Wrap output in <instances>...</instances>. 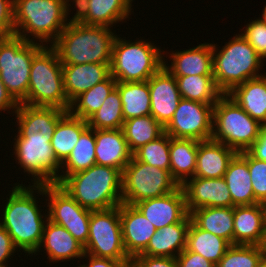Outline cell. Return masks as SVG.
<instances>
[{
	"instance_id": "16",
	"label": "cell",
	"mask_w": 266,
	"mask_h": 267,
	"mask_svg": "<svg viewBox=\"0 0 266 267\" xmlns=\"http://www.w3.org/2000/svg\"><path fill=\"white\" fill-rule=\"evenodd\" d=\"M134 206L154 225L156 230L182 222L189 215L181 186L163 196L137 202Z\"/></svg>"
},
{
	"instance_id": "49",
	"label": "cell",
	"mask_w": 266,
	"mask_h": 267,
	"mask_svg": "<svg viewBox=\"0 0 266 267\" xmlns=\"http://www.w3.org/2000/svg\"><path fill=\"white\" fill-rule=\"evenodd\" d=\"M17 250L7 230L0 225V265L6 264Z\"/></svg>"
},
{
	"instance_id": "57",
	"label": "cell",
	"mask_w": 266,
	"mask_h": 267,
	"mask_svg": "<svg viewBox=\"0 0 266 267\" xmlns=\"http://www.w3.org/2000/svg\"><path fill=\"white\" fill-rule=\"evenodd\" d=\"M261 267H266V261L262 264Z\"/></svg>"
},
{
	"instance_id": "15",
	"label": "cell",
	"mask_w": 266,
	"mask_h": 267,
	"mask_svg": "<svg viewBox=\"0 0 266 267\" xmlns=\"http://www.w3.org/2000/svg\"><path fill=\"white\" fill-rule=\"evenodd\" d=\"M151 116L165 127L172 119L181 100L178 84L164 66L148 79Z\"/></svg>"
},
{
	"instance_id": "30",
	"label": "cell",
	"mask_w": 266,
	"mask_h": 267,
	"mask_svg": "<svg viewBox=\"0 0 266 267\" xmlns=\"http://www.w3.org/2000/svg\"><path fill=\"white\" fill-rule=\"evenodd\" d=\"M200 229L215 234L233 245L234 207H204L189 213Z\"/></svg>"
},
{
	"instance_id": "6",
	"label": "cell",
	"mask_w": 266,
	"mask_h": 267,
	"mask_svg": "<svg viewBox=\"0 0 266 267\" xmlns=\"http://www.w3.org/2000/svg\"><path fill=\"white\" fill-rule=\"evenodd\" d=\"M25 104L69 111L64 91L62 64L56 50L44 45L33 57Z\"/></svg>"
},
{
	"instance_id": "55",
	"label": "cell",
	"mask_w": 266,
	"mask_h": 267,
	"mask_svg": "<svg viewBox=\"0 0 266 267\" xmlns=\"http://www.w3.org/2000/svg\"><path fill=\"white\" fill-rule=\"evenodd\" d=\"M128 267H137L133 262Z\"/></svg>"
},
{
	"instance_id": "2",
	"label": "cell",
	"mask_w": 266,
	"mask_h": 267,
	"mask_svg": "<svg viewBox=\"0 0 266 267\" xmlns=\"http://www.w3.org/2000/svg\"><path fill=\"white\" fill-rule=\"evenodd\" d=\"M57 184L83 208L106 210L122 203V172L95 164L69 176H60Z\"/></svg>"
},
{
	"instance_id": "53",
	"label": "cell",
	"mask_w": 266,
	"mask_h": 267,
	"mask_svg": "<svg viewBox=\"0 0 266 267\" xmlns=\"http://www.w3.org/2000/svg\"><path fill=\"white\" fill-rule=\"evenodd\" d=\"M260 250L264 255V259L266 261V222H265V226H264V231H263V237L262 240L259 244Z\"/></svg>"
},
{
	"instance_id": "56",
	"label": "cell",
	"mask_w": 266,
	"mask_h": 267,
	"mask_svg": "<svg viewBox=\"0 0 266 267\" xmlns=\"http://www.w3.org/2000/svg\"><path fill=\"white\" fill-rule=\"evenodd\" d=\"M0 267H8V263H7V265L6 264H2V265H0Z\"/></svg>"
},
{
	"instance_id": "29",
	"label": "cell",
	"mask_w": 266,
	"mask_h": 267,
	"mask_svg": "<svg viewBox=\"0 0 266 267\" xmlns=\"http://www.w3.org/2000/svg\"><path fill=\"white\" fill-rule=\"evenodd\" d=\"M199 142L170 136V174L179 186L188 178L194 177Z\"/></svg>"
},
{
	"instance_id": "3",
	"label": "cell",
	"mask_w": 266,
	"mask_h": 267,
	"mask_svg": "<svg viewBox=\"0 0 266 267\" xmlns=\"http://www.w3.org/2000/svg\"><path fill=\"white\" fill-rule=\"evenodd\" d=\"M116 36L107 26L70 23L51 46L61 64L111 63Z\"/></svg>"
},
{
	"instance_id": "36",
	"label": "cell",
	"mask_w": 266,
	"mask_h": 267,
	"mask_svg": "<svg viewBox=\"0 0 266 267\" xmlns=\"http://www.w3.org/2000/svg\"><path fill=\"white\" fill-rule=\"evenodd\" d=\"M122 130L132 153L164 133V127L151 115L125 120Z\"/></svg>"
},
{
	"instance_id": "39",
	"label": "cell",
	"mask_w": 266,
	"mask_h": 267,
	"mask_svg": "<svg viewBox=\"0 0 266 267\" xmlns=\"http://www.w3.org/2000/svg\"><path fill=\"white\" fill-rule=\"evenodd\" d=\"M122 102L119 91L115 87L104 101L103 105L87 119V124L93 129H120L124 123Z\"/></svg>"
},
{
	"instance_id": "24",
	"label": "cell",
	"mask_w": 266,
	"mask_h": 267,
	"mask_svg": "<svg viewBox=\"0 0 266 267\" xmlns=\"http://www.w3.org/2000/svg\"><path fill=\"white\" fill-rule=\"evenodd\" d=\"M191 217L156 230L147 248L139 255L176 258L187 246V234Z\"/></svg>"
},
{
	"instance_id": "44",
	"label": "cell",
	"mask_w": 266,
	"mask_h": 267,
	"mask_svg": "<svg viewBox=\"0 0 266 267\" xmlns=\"http://www.w3.org/2000/svg\"><path fill=\"white\" fill-rule=\"evenodd\" d=\"M91 216H81V220L73 221H52L55 224L63 226L72 236L83 246L87 244L89 236V222Z\"/></svg>"
},
{
	"instance_id": "32",
	"label": "cell",
	"mask_w": 266,
	"mask_h": 267,
	"mask_svg": "<svg viewBox=\"0 0 266 267\" xmlns=\"http://www.w3.org/2000/svg\"><path fill=\"white\" fill-rule=\"evenodd\" d=\"M116 87L122 102L124 121L151 115V99L148 80L142 82H119Z\"/></svg>"
},
{
	"instance_id": "9",
	"label": "cell",
	"mask_w": 266,
	"mask_h": 267,
	"mask_svg": "<svg viewBox=\"0 0 266 267\" xmlns=\"http://www.w3.org/2000/svg\"><path fill=\"white\" fill-rule=\"evenodd\" d=\"M43 46L15 35L0 40V78L19 104L27 100L31 63Z\"/></svg>"
},
{
	"instance_id": "28",
	"label": "cell",
	"mask_w": 266,
	"mask_h": 267,
	"mask_svg": "<svg viewBox=\"0 0 266 267\" xmlns=\"http://www.w3.org/2000/svg\"><path fill=\"white\" fill-rule=\"evenodd\" d=\"M38 193L48 198L50 221H73L81 220V216H91V210L83 208L58 184L38 185Z\"/></svg>"
},
{
	"instance_id": "27",
	"label": "cell",
	"mask_w": 266,
	"mask_h": 267,
	"mask_svg": "<svg viewBox=\"0 0 266 267\" xmlns=\"http://www.w3.org/2000/svg\"><path fill=\"white\" fill-rule=\"evenodd\" d=\"M227 95L254 120L266 124L265 74L235 86Z\"/></svg>"
},
{
	"instance_id": "33",
	"label": "cell",
	"mask_w": 266,
	"mask_h": 267,
	"mask_svg": "<svg viewBox=\"0 0 266 267\" xmlns=\"http://www.w3.org/2000/svg\"><path fill=\"white\" fill-rule=\"evenodd\" d=\"M134 0H89L87 17L81 22L84 25L112 27L123 22L131 15Z\"/></svg>"
},
{
	"instance_id": "13",
	"label": "cell",
	"mask_w": 266,
	"mask_h": 267,
	"mask_svg": "<svg viewBox=\"0 0 266 267\" xmlns=\"http://www.w3.org/2000/svg\"><path fill=\"white\" fill-rule=\"evenodd\" d=\"M164 132L173 138L210 140L213 135V105L181 98Z\"/></svg>"
},
{
	"instance_id": "48",
	"label": "cell",
	"mask_w": 266,
	"mask_h": 267,
	"mask_svg": "<svg viewBox=\"0 0 266 267\" xmlns=\"http://www.w3.org/2000/svg\"><path fill=\"white\" fill-rule=\"evenodd\" d=\"M83 258H89V262L78 267H128L132 260H113L109 258H99L85 253Z\"/></svg>"
},
{
	"instance_id": "34",
	"label": "cell",
	"mask_w": 266,
	"mask_h": 267,
	"mask_svg": "<svg viewBox=\"0 0 266 267\" xmlns=\"http://www.w3.org/2000/svg\"><path fill=\"white\" fill-rule=\"evenodd\" d=\"M230 246L227 240L200 229L192 221L190 222L186 246L189 251L200 254L217 265Z\"/></svg>"
},
{
	"instance_id": "23",
	"label": "cell",
	"mask_w": 266,
	"mask_h": 267,
	"mask_svg": "<svg viewBox=\"0 0 266 267\" xmlns=\"http://www.w3.org/2000/svg\"><path fill=\"white\" fill-rule=\"evenodd\" d=\"M171 53L170 66L166 64L165 56L163 66L173 76L213 75L212 43L205 42L187 50Z\"/></svg>"
},
{
	"instance_id": "51",
	"label": "cell",
	"mask_w": 266,
	"mask_h": 267,
	"mask_svg": "<svg viewBox=\"0 0 266 267\" xmlns=\"http://www.w3.org/2000/svg\"><path fill=\"white\" fill-rule=\"evenodd\" d=\"M66 1V20H68V14H69V0ZM71 2H74L76 9V14L72 17V19L68 21V24L70 23H81L88 15L89 10V0H73Z\"/></svg>"
},
{
	"instance_id": "11",
	"label": "cell",
	"mask_w": 266,
	"mask_h": 267,
	"mask_svg": "<svg viewBox=\"0 0 266 267\" xmlns=\"http://www.w3.org/2000/svg\"><path fill=\"white\" fill-rule=\"evenodd\" d=\"M178 187L170 170L145 164L133 156L122 172V203L134 205L173 192Z\"/></svg>"
},
{
	"instance_id": "47",
	"label": "cell",
	"mask_w": 266,
	"mask_h": 267,
	"mask_svg": "<svg viewBox=\"0 0 266 267\" xmlns=\"http://www.w3.org/2000/svg\"><path fill=\"white\" fill-rule=\"evenodd\" d=\"M137 267H177L176 258L137 255L132 259Z\"/></svg>"
},
{
	"instance_id": "5",
	"label": "cell",
	"mask_w": 266,
	"mask_h": 267,
	"mask_svg": "<svg viewBox=\"0 0 266 267\" xmlns=\"http://www.w3.org/2000/svg\"><path fill=\"white\" fill-rule=\"evenodd\" d=\"M263 61L241 34H236L222 49L212 44L213 77L223 94H228L235 86L249 79L261 76L258 72Z\"/></svg>"
},
{
	"instance_id": "54",
	"label": "cell",
	"mask_w": 266,
	"mask_h": 267,
	"mask_svg": "<svg viewBox=\"0 0 266 267\" xmlns=\"http://www.w3.org/2000/svg\"><path fill=\"white\" fill-rule=\"evenodd\" d=\"M262 12H263V13H262V17H261V19H262L263 21L266 22V5H265V7H264V9H263Z\"/></svg>"
},
{
	"instance_id": "12",
	"label": "cell",
	"mask_w": 266,
	"mask_h": 267,
	"mask_svg": "<svg viewBox=\"0 0 266 267\" xmlns=\"http://www.w3.org/2000/svg\"><path fill=\"white\" fill-rule=\"evenodd\" d=\"M85 253L99 258L132 260L126 253L120 221V205L91 211L89 236Z\"/></svg>"
},
{
	"instance_id": "19",
	"label": "cell",
	"mask_w": 266,
	"mask_h": 267,
	"mask_svg": "<svg viewBox=\"0 0 266 267\" xmlns=\"http://www.w3.org/2000/svg\"><path fill=\"white\" fill-rule=\"evenodd\" d=\"M96 164L109 166L123 172L133 153L128 147L122 128L94 129Z\"/></svg>"
},
{
	"instance_id": "38",
	"label": "cell",
	"mask_w": 266,
	"mask_h": 267,
	"mask_svg": "<svg viewBox=\"0 0 266 267\" xmlns=\"http://www.w3.org/2000/svg\"><path fill=\"white\" fill-rule=\"evenodd\" d=\"M94 129L89 126L81 133L69 157L62 163L60 176H69L96 164ZM65 166V167H64Z\"/></svg>"
},
{
	"instance_id": "31",
	"label": "cell",
	"mask_w": 266,
	"mask_h": 267,
	"mask_svg": "<svg viewBox=\"0 0 266 267\" xmlns=\"http://www.w3.org/2000/svg\"><path fill=\"white\" fill-rule=\"evenodd\" d=\"M87 127V120L73 116L69 111L58 121L52 135L51 146L61 164L69 157L81 133Z\"/></svg>"
},
{
	"instance_id": "25",
	"label": "cell",
	"mask_w": 266,
	"mask_h": 267,
	"mask_svg": "<svg viewBox=\"0 0 266 267\" xmlns=\"http://www.w3.org/2000/svg\"><path fill=\"white\" fill-rule=\"evenodd\" d=\"M234 206L259 203L254 196L248 170V152L236 153L224 174Z\"/></svg>"
},
{
	"instance_id": "20",
	"label": "cell",
	"mask_w": 266,
	"mask_h": 267,
	"mask_svg": "<svg viewBox=\"0 0 266 267\" xmlns=\"http://www.w3.org/2000/svg\"><path fill=\"white\" fill-rule=\"evenodd\" d=\"M43 246L49 262L53 263L67 262L73 258L82 259L85 254L84 246L69 231L49 219L45 223L42 240L36 252H40Z\"/></svg>"
},
{
	"instance_id": "26",
	"label": "cell",
	"mask_w": 266,
	"mask_h": 267,
	"mask_svg": "<svg viewBox=\"0 0 266 267\" xmlns=\"http://www.w3.org/2000/svg\"><path fill=\"white\" fill-rule=\"evenodd\" d=\"M236 152L223 143L212 139L198 144L197 163L194 177L221 178Z\"/></svg>"
},
{
	"instance_id": "22",
	"label": "cell",
	"mask_w": 266,
	"mask_h": 267,
	"mask_svg": "<svg viewBox=\"0 0 266 267\" xmlns=\"http://www.w3.org/2000/svg\"><path fill=\"white\" fill-rule=\"evenodd\" d=\"M265 222V204L234 206L233 244L259 245Z\"/></svg>"
},
{
	"instance_id": "45",
	"label": "cell",
	"mask_w": 266,
	"mask_h": 267,
	"mask_svg": "<svg viewBox=\"0 0 266 267\" xmlns=\"http://www.w3.org/2000/svg\"><path fill=\"white\" fill-rule=\"evenodd\" d=\"M14 0H0V40L14 36Z\"/></svg>"
},
{
	"instance_id": "21",
	"label": "cell",
	"mask_w": 266,
	"mask_h": 267,
	"mask_svg": "<svg viewBox=\"0 0 266 267\" xmlns=\"http://www.w3.org/2000/svg\"><path fill=\"white\" fill-rule=\"evenodd\" d=\"M68 111L56 107L32 106L20 103L14 112L17 118V136H30L42 132L53 135L58 121Z\"/></svg>"
},
{
	"instance_id": "7",
	"label": "cell",
	"mask_w": 266,
	"mask_h": 267,
	"mask_svg": "<svg viewBox=\"0 0 266 267\" xmlns=\"http://www.w3.org/2000/svg\"><path fill=\"white\" fill-rule=\"evenodd\" d=\"M152 42H135L116 36L110 64V75L119 82L147 81L163 66V52ZM163 55V56H162Z\"/></svg>"
},
{
	"instance_id": "4",
	"label": "cell",
	"mask_w": 266,
	"mask_h": 267,
	"mask_svg": "<svg viewBox=\"0 0 266 267\" xmlns=\"http://www.w3.org/2000/svg\"><path fill=\"white\" fill-rule=\"evenodd\" d=\"M13 13L14 35L42 45H52L68 25L65 0H14Z\"/></svg>"
},
{
	"instance_id": "1",
	"label": "cell",
	"mask_w": 266,
	"mask_h": 267,
	"mask_svg": "<svg viewBox=\"0 0 266 267\" xmlns=\"http://www.w3.org/2000/svg\"><path fill=\"white\" fill-rule=\"evenodd\" d=\"M22 185L15 184L12 191L10 190V196L6 198L7 203L1 214L3 217L0 218V225L7 230L17 249L33 255L40 246L48 212L44 216L38 207L40 205L37 204L34 194L38 192V185L29 184L27 188Z\"/></svg>"
},
{
	"instance_id": "42",
	"label": "cell",
	"mask_w": 266,
	"mask_h": 267,
	"mask_svg": "<svg viewBox=\"0 0 266 267\" xmlns=\"http://www.w3.org/2000/svg\"><path fill=\"white\" fill-rule=\"evenodd\" d=\"M248 170L255 199L266 205V161L258 160L248 153Z\"/></svg>"
},
{
	"instance_id": "37",
	"label": "cell",
	"mask_w": 266,
	"mask_h": 267,
	"mask_svg": "<svg viewBox=\"0 0 266 267\" xmlns=\"http://www.w3.org/2000/svg\"><path fill=\"white\" fill-rule=\"evenodd\" d=\"M116 84V79L110 75L103 82L76 97L70 104L69 112L73 116L87 120L103 105Z\"/></svg>"
},
{
	"instance_id": "50",
	"label": "cell",
	"mask_w": 266,
	"mask_h": 267,
	"mask_svg": "<svg viewBox=\"0 0 266 267\" xmlns=\"http://www.w3.org/2000/svg\"><path fill=\"white\" fill-rule=\"evenodd\" d=\"M247 152L258 160L266 161V124L261 125L258 139L251 145Z\"/></svg>"
},
{
	"instance_id": "35",
	"label": "cell",
	"mask_w": 266,
	"mask_h": 267,
	"mask_svg": "<svg viewBox=\"0 0 266 267\" xmlns=\"http://www.w3.org/2000/svg\"><path fill=\"white\" fill-rule=\"evenodd\" d=\"M183 99L215 105L223 93L215 85L213 75L175 76Z\"/></svg>"
},
{
	"instance_id": "10",
	"label": "cell",
	"mask_w": 266,
	"mask_h": 267,
	"mask_svg": "<svg viewBox=\"0 0 266 267\" xmlns=\"http://www.w3.org/2000/svg\"><path fill=\"white\" fill-rule=\"evenodd\" d=\"M51 139V135L42 132L30 136L15 135L13 148L16 162L24 173L34 177L33 185L57 184L60 180L62 164L54 154Z\"/></svg>"
},
{
	"instance_id": "14",
	"label": "cell",
	"mask_w": 266,
	"mask_h": 267,
	"mask_svg": "<svg viewBox=\"0 0 266 267\" xmlns=\"http://www.w3.org/2000/svg\"><path fill=\"white\" fill-rule=\"evenodd\" d=\"M181 187L185 194L188 213L204 207H234L224 177H192L188 178Z\"/></svg>"
},
{
	"instance_id": "52",
	"label": "cell",
	"mask_w": 266,
	"mask_h": 267,
	"mask_svg": "<svg viewBox=\"0 0 266 267\" xmlns=\"http://www.w3.org/2000/svg\"><path fill=\"white\" fill-rule=\"evenodd\" d=\"M18 106L19 103L11 96L0 78V112L12 109L14 113Z\"/></svg>"
},
{
	"instance_id": "18",
	"label": "cell",
	"mask_w": 266,
	"mask_h": 267,
	"mask_svg": "<svg viewBox=\"0 0 266 267\" xmlns=\"http://www.w3.org/2000/svg\"><path fill=\"white\" fill-rule=\"evenodd\" d=\"M111 63L62 64L64 91L71 103L81 93L110 76Z\"/></svg>"
},
{
	"instance_id": "17",
	"label": "cell",
	"mask_w": 266,
	"mask_h": 267,
	"mask_svg": "<svg viewBox=\"0 0 266 267\" xmlns=\"http://www.w3.org/2000/svg\"><path fill=\"white\" fill-rule=\"evenodd\" d=\"M120 221L125 251L133 259L147 248L156 228L134 205L125 203L120 204Z\"/></svg>"
},
{
	"instance_id": "41",
	"label": "cell",
	"mask_w": 266,
	"mask_h": 267,
	"mask_svg": "<svg viewBox=\"0 0 266 267\" xmlns=\"http://www.w3.org/2000/svg\"><path fill=\"white\" fill-rule=\"evenodd\" d=\"M170 136L164 132L157 139L141 146L133 153V156L145 164L170 170Z\"/></svg>"
},
{
	"instance_id": "40",
	"label": "cell",
	"mask_w": 266,
	"mask_h": 267,
	"mask_svg": "<svg viewBox=\"0 0 266 267\" xmlns=\"http://www.w3.org/2000/svg\"><path fill=\"white\" fill-rule=\"evenodd\" d=\"M265 262L259 245H231L216 267H261Z\"/></svg>"
},
{
	"instance_id": "46",
	"label": "cell",
	"mask_w": 266,
	"mask_h": 267,
	"mask_svg": "<svg viewBox=\"0 0 266 267\" xmlns=\"http://www.w3.org/2000/svg\"><path fill=\"white\" fill-rule=\"evenodd\" d=\"M176 263L177 267H216L214 263L187 248L176 257Z\"/></svg>"
},
{
	"instance_id": "8",
	"label": "cell",
	"mask_w": 266,
	"mask_h": 267,
	"mask_svg": "<svg viewBox=\"0 0 266 267\" xmlns=\"http://www.w3.org/2000/svg\"><path fill=\"white\" fill-rule=\"evenodd\" d=\"M261 125L227 94L213 106L212 140L223 143L236 153L247 151L258 139Z\"/></svg>"
},
{
	"instance_id": "43",
	"label": "cell",
	"mask_w": 266,
	"mask_h": 267,
	"mask_svg": "<svg viewBox=\"0 0 266 267\" xmlns=\"http://www.w3.org/2000/svg\"><path fill=\"white\" fill-rule=\"evenodd\" d=\"M241 35L255 49L258 55L265 60L266 58V22L260 17L252 20L244 28Z\"/></svg>"
}]
</instances>
